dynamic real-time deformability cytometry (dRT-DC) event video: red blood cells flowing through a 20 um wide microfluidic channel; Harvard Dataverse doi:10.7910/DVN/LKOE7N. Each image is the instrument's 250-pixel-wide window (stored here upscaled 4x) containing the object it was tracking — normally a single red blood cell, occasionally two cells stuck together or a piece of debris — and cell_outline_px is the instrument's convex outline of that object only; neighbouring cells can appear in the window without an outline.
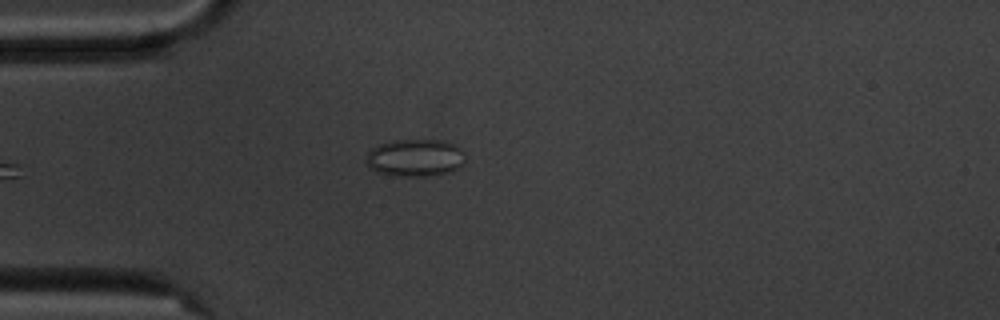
{"species": "common noctule bat (a hibernating species)", "species_latin": "Nyctalus noctula", "temperature_condition": "cold", "stored_images_in_passage": 5, "camera_frame_rate_fps": 3000, "um_per_image_px": 0.085, "animal": {"sex": "male", "body_mass_g": 20.1, "forearm_length_mm": 53.5}, "frame": {"image": 1, "passage_image": 5, "time_ms": 4.667, "image_size_px": [1000, 320], "cell_outline_px": [[464, 160], [452, 172], [424, 176], [392, 176], [376, 172], [368, 168], [368, 152], [372, 148], [380, 144], [392, 140], [444, 140], [456, 144], [464, 152]], "centroid_in_image_um": [35.29, 13.41], "position_along_channel_um": 49.7, "area_um2": 21.68}}